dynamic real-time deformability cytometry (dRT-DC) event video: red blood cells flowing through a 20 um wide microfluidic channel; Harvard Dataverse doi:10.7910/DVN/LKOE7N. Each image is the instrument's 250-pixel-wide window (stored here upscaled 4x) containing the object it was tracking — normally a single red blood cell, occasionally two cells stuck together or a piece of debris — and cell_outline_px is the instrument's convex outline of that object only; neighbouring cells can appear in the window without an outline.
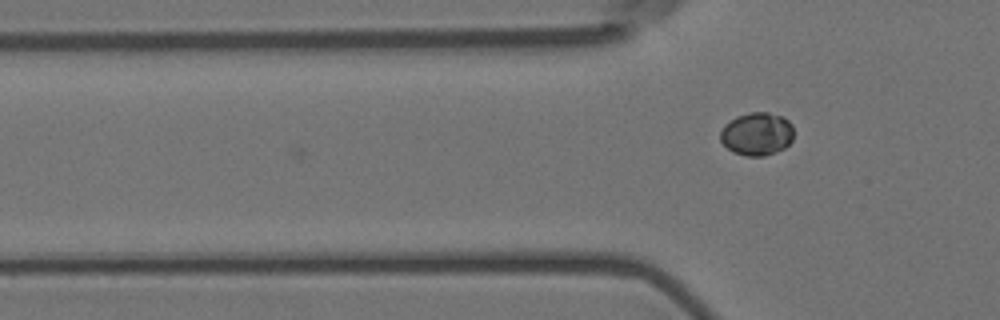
{"species": "Egyptian fruit bat (a non-hibernating species)", "species_latin": "Rousettus aegyptiacus", "temperature_condition": "room temperature", "stored_images_in_passage": 7, "camera_frame_rate_fps": 3000, "um_per_image_px": 0.085, "animal": {"sex": "female"}, "frame": {"image": 1, "passage_image": 7, "time_ms": 2.0, "image_size_px": [1000, 320], "cell_outline_px": [[792, 140], [784, 148], [776, 152], [764, 156], [744, 156], [732, 152], [720, 140], [720, 132], [724, 124], [736, 116], [748, 112], [768, 112], [784, 116], [792, 124]], "centroid_in_image_um": [64.32, 11.37], "position_along_channel_um": 61.5, "area_um2": 18.61}}